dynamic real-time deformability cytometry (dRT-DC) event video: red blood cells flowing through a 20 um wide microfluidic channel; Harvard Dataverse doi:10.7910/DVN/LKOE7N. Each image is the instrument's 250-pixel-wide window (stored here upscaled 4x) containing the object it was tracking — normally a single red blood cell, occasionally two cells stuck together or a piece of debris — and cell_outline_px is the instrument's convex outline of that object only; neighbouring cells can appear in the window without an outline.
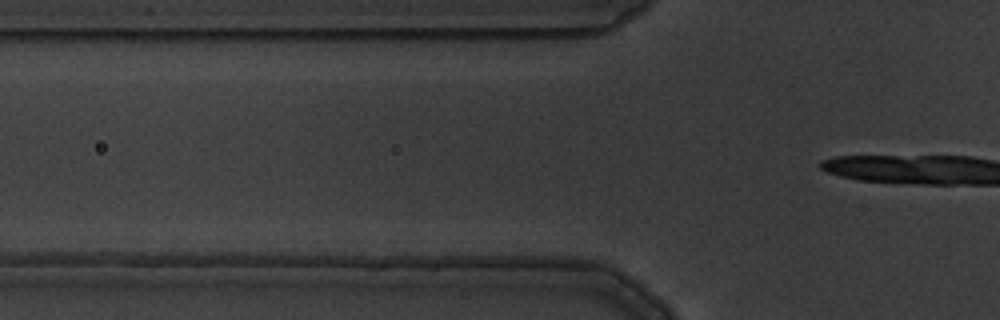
{"species": "common noctule bat (a hibernating species)", "species_latin": "Nyctalus noctula", "temperature_condition": "warm", "stored_images_in_passage": 4, "camera_frame_rate_fps": 3000, "um_per_image_px": 0.085, "animal": {"sex": "male", "body_mass_g": 19.5, "forearm_length_mm": 54.6}, "frame": {"image": 1, "passage_image": 3, "time_ms": 0.667, "image_size_px": [1000, 320], "cell_outline_px": [[628, 284], [624, 284], [460, 268], [452, 264], [580, 260], [592, 260], [612, 264], [624, 272], [628, 276]], "centroid_in_image_um": [47.44, 22.94], "position_along_channel_um": 78.4, "area_um2": 16.76}}